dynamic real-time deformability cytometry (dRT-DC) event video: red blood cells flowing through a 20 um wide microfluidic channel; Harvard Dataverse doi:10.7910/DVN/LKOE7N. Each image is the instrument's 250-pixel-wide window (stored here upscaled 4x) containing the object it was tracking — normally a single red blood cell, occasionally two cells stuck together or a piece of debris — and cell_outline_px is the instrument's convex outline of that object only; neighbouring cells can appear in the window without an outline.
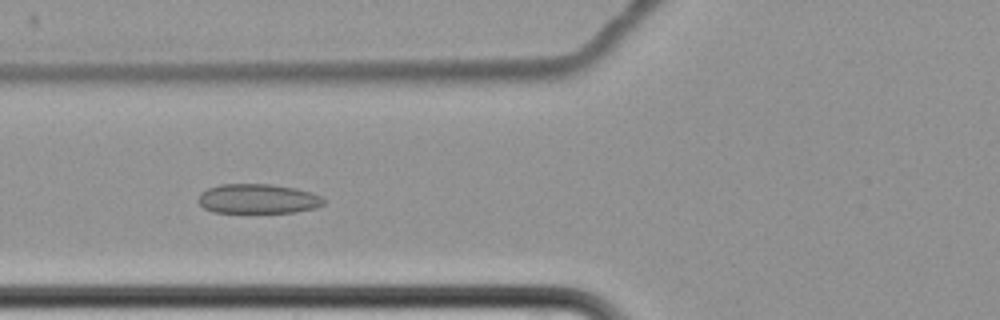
{"species": "common noctule bat (a hibernating species)", "species_latin": "Nyctalus noctula", "temperature_condition": "cold", "stored_images_in_passage": 8, "camera_frame_rate_fps": 3000, "um_per_image_px": 0.085, "animal": {"sex": "female", "body_mass_g": 22.7, "forearm_length_mm": 54.2}, "frame": {"image": 1, "passage_image": 7, "time_ms": 7.333, "image_size_px": [1000, 320], "cell_outline_px": [[324, 204], [316, 208], [296, 212], [212, 212], [204, 208], [196, 200], [200, 192], [208, 188], [220, 184], [272, 184], [296, 188], [320, 196], [324, 200]], "centroid_in_image_um": [21.88, 16.89], "position_along_channel_um": 103.9, "area_um2": 21.68}}
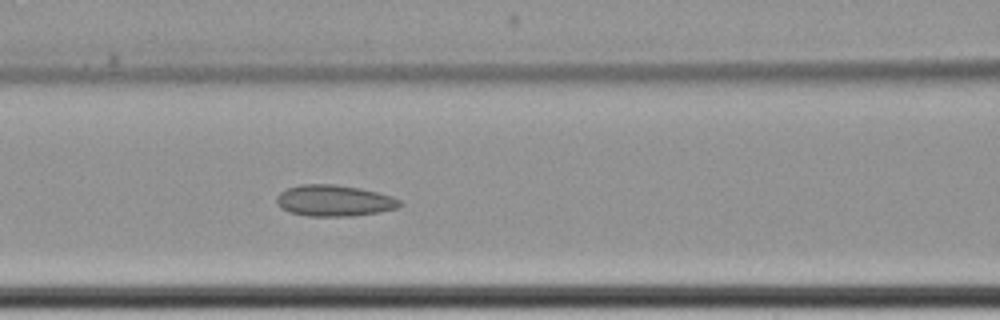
{"frame": {"image": 2, "passage_image": 8, "time_ms": 8.333, "image_size_px": [1000, 320], "cell_outline_px": [[404, 204], [396, 208], [376, 212], [352, 216], [308, 216], [288, 212], [280, 208], [276, 204], [276, 196], [280, 192], [288, 188], [300, 184], [336, 184], [360, 188], [392, 196], [400, 200]], "centroid_in_image_um": [28.36, 17.05], "position_along_channel_um": 138.2, "area_um2": 22.54}}